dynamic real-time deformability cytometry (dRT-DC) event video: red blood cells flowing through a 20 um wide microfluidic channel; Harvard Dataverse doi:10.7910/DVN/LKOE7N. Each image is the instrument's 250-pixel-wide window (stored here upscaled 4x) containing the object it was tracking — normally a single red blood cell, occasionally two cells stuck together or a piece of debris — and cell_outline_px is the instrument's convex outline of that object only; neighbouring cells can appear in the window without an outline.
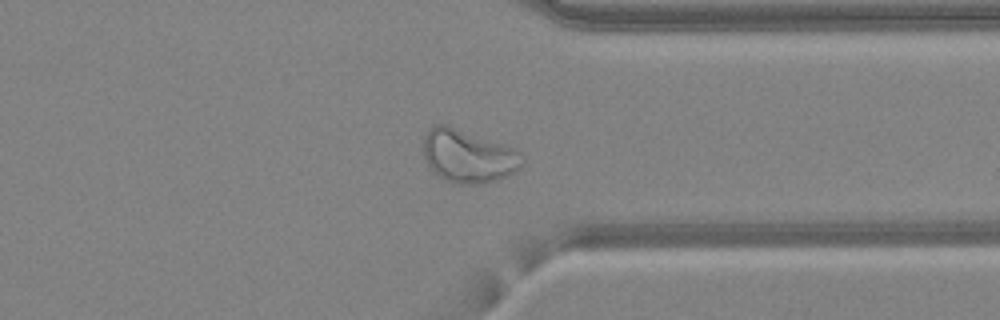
{"species": "common noctule bat (a hibernating species)", "species_latin": "Nyctalus noctula", "temperature_condition": "warm", "stored_images_in_passage": 49, "camera_frame_rate_fps": 3000, "um_per_image_px": 0.085, "animal": {"sex": "female", "body_mass_g": 24.6, "forearm_length_mm": 56.2}, "frame": {"image": 1, "passage_image": 38, "time_ms": 12.333, "image_size_px": [1000, 320], "cell_outline_px": [[524, 160], [520, 168], [516, 172], [480, 184], [456, 184], [444, 180], [432, 172], [424, 156], [424, 136], [436, 124], [448, 124], [516, 148], [524, 156]], "centroid_in_image_um": [39.81, 13.26], "position_along_channel_um": 371.6, "area_um2": 30.75}}
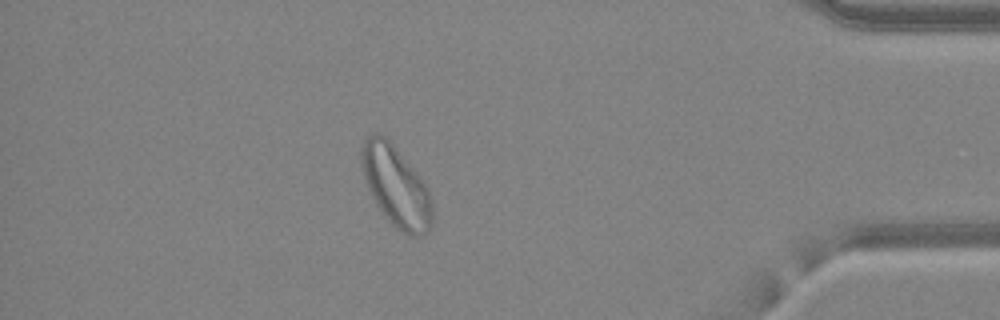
{"frame": {"image": 2, "passage_image": 43, "time_ms": 14.0, "image_size_px": [1000, 320], "cell_outline_px": [[432, 224], [428, 232], [420, 236], [408, 236], [400, 232], [384, 216], [376, 204], [364, 180], [360, 164], [360, 144], [368, 136], [376, 132], [380, 132], [392, 144], [420, 176], [428, 188], [432, 200]], "centroid_in_image_um": [33.64, 15.85], "position_along_channel_um": 401.6, "area_um2": 33.64}}